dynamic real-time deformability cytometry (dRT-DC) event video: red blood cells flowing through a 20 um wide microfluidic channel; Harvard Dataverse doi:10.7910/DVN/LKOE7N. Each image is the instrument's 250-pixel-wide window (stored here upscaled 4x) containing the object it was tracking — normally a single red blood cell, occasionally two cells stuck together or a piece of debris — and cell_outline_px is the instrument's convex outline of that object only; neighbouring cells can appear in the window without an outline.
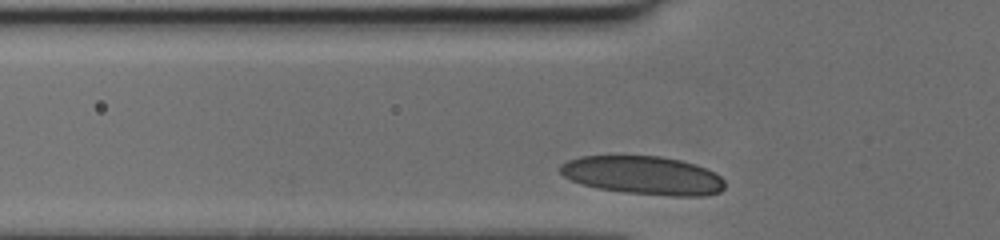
{"species": "human", "species_latin": "Homo sapiens", "temperature_condition": "cold", "stored_images_in_passage": 25, "camera_frame_rate_fps": 3000, "um_per_image_px": 0.085, "donor": {"sex": "female"}, "frame": {"image": 1, "passage_image": 2, "time_ms": 0.333, "image_size_px": [1000, 240], "cell_outline_px": [[724, 188], [720, 192], [704, 196], [668, 196], [624, 192], [600, 188], [580, 184], [564, 176], [560, 172], [560, 164], [568, 160], [580, 156], [660, 156], [680, 160], [696, 164], [716, 172], [724, 180]], "centroid_in_image_um": [54.7, 14.9], "position_along_channel_um": 71.1, "area_um2": 36.99}}
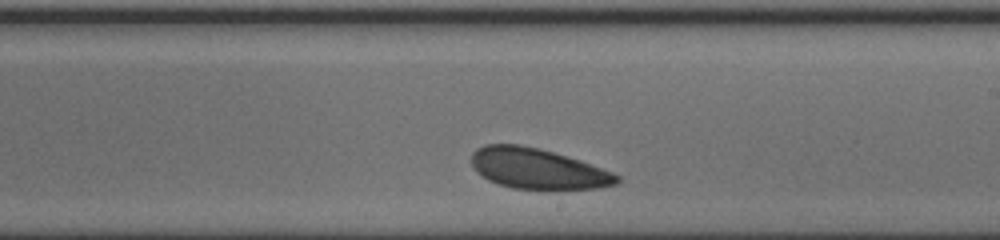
{"frame": {"image": 2, "passage_image": 15, "time_ms": 4.667, "image_size_px": [1000, 240], "cell_outline_px": [[620, 180], [616, 184], [600, 188], [512, 188], [488, 180], [476, 172], [472, 164], [472, 152], [476, 148], [484, 144], [520, 144], [540, 148], [580, 160], [612, 172], [620, 176]], "centroid_in_image_um": [45.67, 14.31], "position_along_channel_um": 243.3, "area_um2": 34.04}}
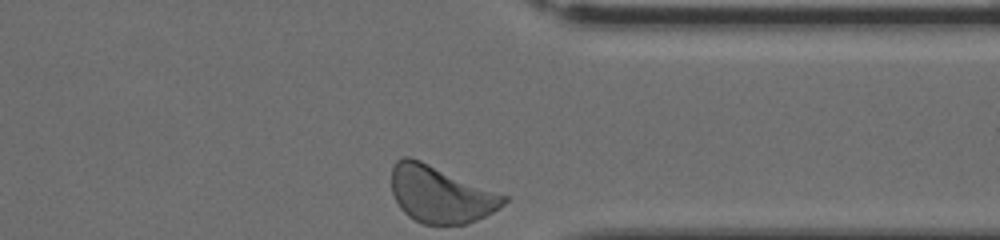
{"frame": {"image": 3, "passage_image": 25, "time_ms": 8.0, "image_size_px": [1000, 240], "cell_outline_px": [[508, 200], [500, 208], [476, 220], [464, 224], [424, 224], [408, 216], [400, 208], [392, 192], [392, 168], [396, 160], [404, 156], [412, 156], [508, 196]], "centroid_in_image_um": [37.44, 16.5], "position_along_channel_um": 374.0, "area_um2": 37.17}}